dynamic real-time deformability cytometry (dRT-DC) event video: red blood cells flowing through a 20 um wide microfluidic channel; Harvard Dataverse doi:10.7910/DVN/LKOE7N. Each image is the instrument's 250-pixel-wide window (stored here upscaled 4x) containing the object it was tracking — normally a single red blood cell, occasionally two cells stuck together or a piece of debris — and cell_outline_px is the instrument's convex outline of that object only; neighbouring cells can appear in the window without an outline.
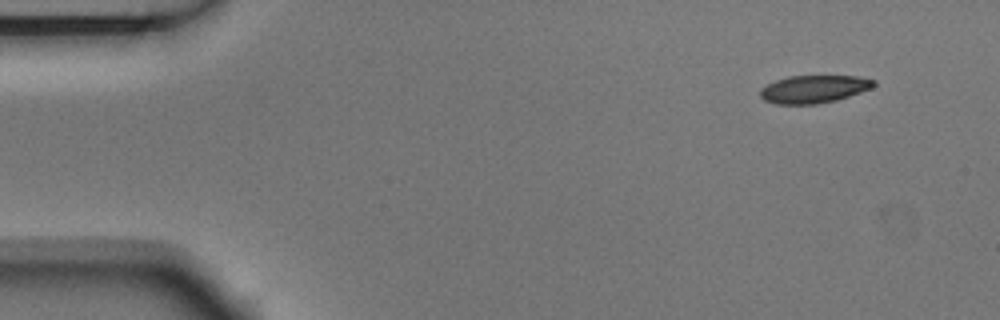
{"species": "Egyptian fruit bat (a non-hibernating species)", "species_latin": "Rousettus aegyptiacus", "temperature_condition": "room temperature", "stored_images_in_passage": 5, "segment_of_instrument_passage": [1, 2], "camera_frame_rate_fps": 3000, "um_per_image_px": 0.085, "animal": {"sex": "male"}, "frame": {"image": 1, "passage_image": 1, "time_ms": 0.0, "image_size_px": [1000, 320], "cell_outline_px": [[876, 84], [872, 88], [836, 100], [816, 104], [776, 104], [764, 100], [760, 96], [760, 88], [776, 80], [788, 76], [856, 76], [876, 80]], "centroid_in_image_um": [69.17, 7.57], "position_along_channel_um": 15.8, "area_um2": 18.32}}
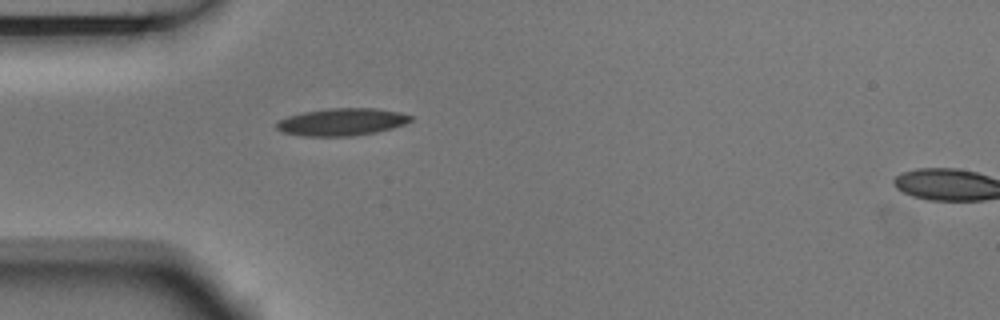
{"frame": {"image": 2, "passage_image": 4, "time_ms": 1.0, "image_size_px": [1000, 320], "cell_outline_px": [[412, 120], [404, 124], [392, 128], [376, 132], [352, 136], [300, 136], [280, 132], [276, 128], [276, 124], [280, 120], [288, 116], [304, 112], [328, 108], [376, 108], [400, 112], [412, 116]], "centroid_in_image_um": [29.04, 10.37], "position_along_channel_um": 56.0, "area_um2": 21.44}}